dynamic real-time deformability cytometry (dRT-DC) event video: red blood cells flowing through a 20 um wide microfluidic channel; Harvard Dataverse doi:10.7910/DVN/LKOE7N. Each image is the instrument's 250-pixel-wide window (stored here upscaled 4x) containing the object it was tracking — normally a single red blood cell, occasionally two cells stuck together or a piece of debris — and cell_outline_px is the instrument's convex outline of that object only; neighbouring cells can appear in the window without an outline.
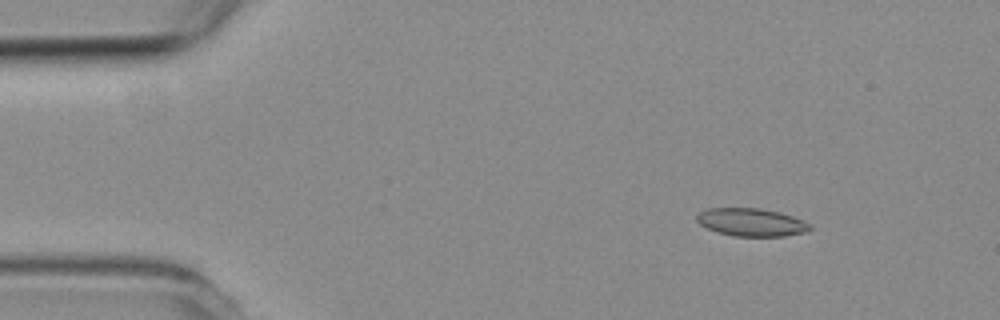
{"species": "common noctule bat (a hibernating species)", "species_latin": "Nyctalus noctula", "temperature_condition": "room temperature", "stored_images_in_passage": 5, "segment_of_instrument_passage": [1, 2], "camera_frame_rate_fps": 3000, "um_per_image_px": 0.085, "animal": {"sex": "female", "body_mass_g": 19.3, "forearm_length_mm": 54.1}, "frame": {"image": 1, "passage_image": 2, "time_ms": 1.0, "image_size_px": [1000, 320], "cell_outline_px": [[812, 228], [808, 232], [784, 236], [732, 236], [716, 232], [700, 224], [696, 220], [696, 216], [700, 212], [708, 208], [760, 208], [780, 212], [792, 216], [812, 224]], "centroid_in_image_um": [63.89, 18.89], "position_along_channel_um": 21.1, "area_um2": 18.55}}